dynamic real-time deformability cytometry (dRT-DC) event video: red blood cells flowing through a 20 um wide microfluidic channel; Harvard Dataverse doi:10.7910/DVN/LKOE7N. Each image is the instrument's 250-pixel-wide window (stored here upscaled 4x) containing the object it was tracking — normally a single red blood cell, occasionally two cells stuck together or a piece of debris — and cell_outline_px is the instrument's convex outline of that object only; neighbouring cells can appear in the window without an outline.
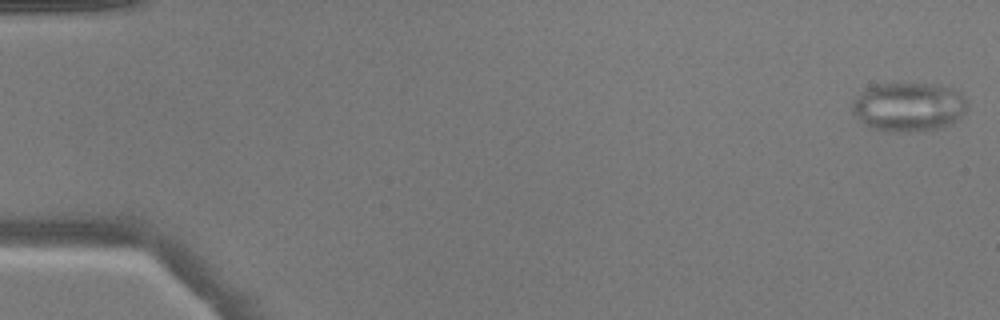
{"species": "common noctule bat (a hibernating species)", "species_latin": "Nyctalus noctula", "temperature_condition": "warm", "stored_images_in_passage": 8, "camera_frame_rate_fps": 3000, "um_per_image_px": 0.085, "animal": {"sex": "male", "body_mass_g": 17.9}, "frame": {"image": 1, "passage_image": 1, "time_ms": 0.0, "image_size_px": [1000, 320], "cell_outline_px": [[968, 108], [952, 124], [940, 128], [908, 132], [884, 132], [872, 128], [864, 124], [852, 112], [852, 100], [864, 88], [876, 84], [928, 84], [956, 88], [964, 96], [968, 104]], "centroid_in_image_um": [77.22, 9.09], "position_along_channel_um": 7.8, "area_um2": 33.29}}